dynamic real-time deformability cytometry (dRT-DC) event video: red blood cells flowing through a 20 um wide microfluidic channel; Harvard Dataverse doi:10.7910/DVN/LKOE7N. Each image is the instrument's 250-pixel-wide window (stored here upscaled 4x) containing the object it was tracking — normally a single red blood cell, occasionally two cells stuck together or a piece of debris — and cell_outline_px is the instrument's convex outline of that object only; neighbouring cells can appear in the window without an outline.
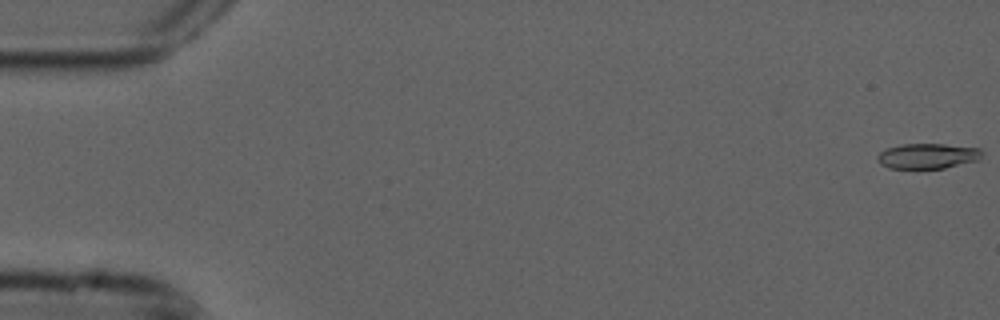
{"species": "common noctule bat (a hibernating species)", "species_latin": "Nyctalus noctula", "temperature_condition": "cold", "stored_images_in_passage": 7, "camera_frame_rate_fps": 3000, "um_per_image_px": 0.085, "animal": {"sex": "male", "forearm_length_mm": 52.5}, "frame": {"image": 1, "passage_image": 1, "time_ms": 0.0, "image_size_px": [1000, 320], "cell_outline_px": [[984, 152], [980, 160], [944, 168], [888, 168], [880, 164], [876, 156], [884, 148], [900, 144], [944, 144], [980, 148]], "centroid_in_image_um": [78.85, 13.25], "position_along_channel_um": 6.1, "area_um2": 15.61}}